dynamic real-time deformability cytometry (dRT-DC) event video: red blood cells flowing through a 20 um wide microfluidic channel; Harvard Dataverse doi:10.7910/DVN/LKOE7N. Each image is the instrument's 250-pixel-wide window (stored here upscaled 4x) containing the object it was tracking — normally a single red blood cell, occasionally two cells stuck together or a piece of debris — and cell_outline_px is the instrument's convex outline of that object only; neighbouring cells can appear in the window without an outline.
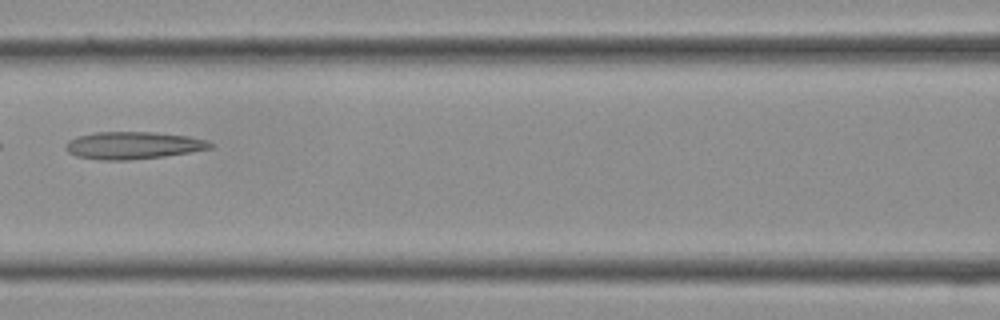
{"species": "Egyptian fruit bat (a non-hibernating species)", "species_latin": "Rousettus aegyptiacus", "temperature_condition": "cold", "stored_images_in_passage": 29, "camera_frame_rate_fps": 3000, "um_per_image_px": 0.085, "frame": {"image": 1, "passage_image": 9, "time_ms": 2.667, "image_size_px": [1000, 320], "cell_outline_px": [[212, 148], [164, 156], [128, 160], [100, 160], [76, 156], [68, 152], [64, 148], [64, 144], [68, 140], [80, 136], [96, 132], [152, 132], [188, 136], [204, 140], [212, 144]], "centroid_in_image_um": [11.25, 12.36], "position_along_channel_um": 155.4, "area_um2": 22.83}}
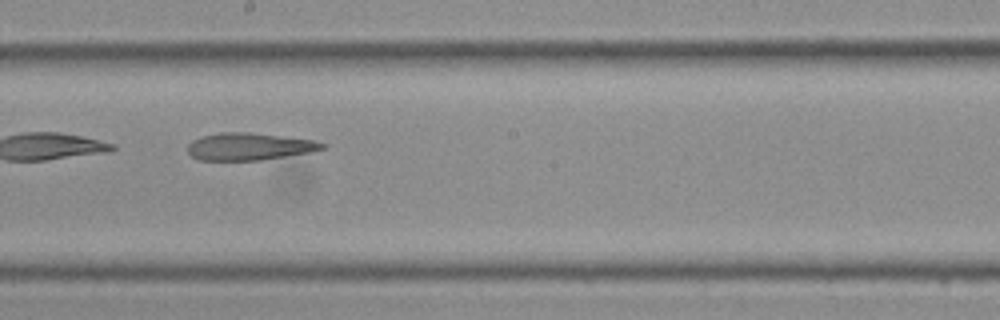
{"frame": {"image": 2, "passage_image": 13, "time_ms": 4.0, "image_size_px": [1000, 320], "cell_outline_px": [[328, 148], [308, 152], [260, 160], [200, 160], [192, 156], [188, 152], [188, 144], [192, 140], [204, 136], [220, 132], [248, 132], [316, 140], [328, 144]], "centroid_in_image_um": [21.22, 12.45], "position_along_channel_um": 227.0, "area_um2": 21.33}}